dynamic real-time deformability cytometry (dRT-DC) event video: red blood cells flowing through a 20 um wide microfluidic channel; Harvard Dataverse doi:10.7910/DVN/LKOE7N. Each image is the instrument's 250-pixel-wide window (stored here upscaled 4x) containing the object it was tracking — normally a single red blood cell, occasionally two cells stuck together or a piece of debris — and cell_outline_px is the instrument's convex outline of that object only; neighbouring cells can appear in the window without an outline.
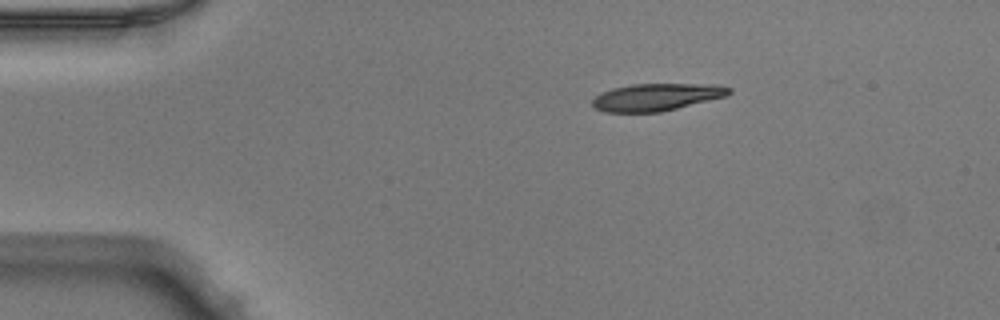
{"species": "Egyptian fruit bat (a non-hibernating species)", "species_latin": "Rousettus aegyptiacus", "temperature_condition": "warm", "stored_images_in_passage": 42, "camera_frame_rate_fps": 3000, "um_per_image_px": 0.085, "animal": {"sex": "male"}, "frame": {"image": 1, "passage_image": 1, "time_ms": 0.0, "image_size_px": [1000, 320], "cell_outline_px": [[732, 92], [728, 96], [660, 112], [604, 112], [596, 108], [592, 104], [592, 100], [596, 96], [612, 88], [632, 84], [712, 84], [732, 88]], "centroid_in_image_um": [55.84, 8.25], "position_along_channel_um": 29.2, "area_um2": 21.68}}
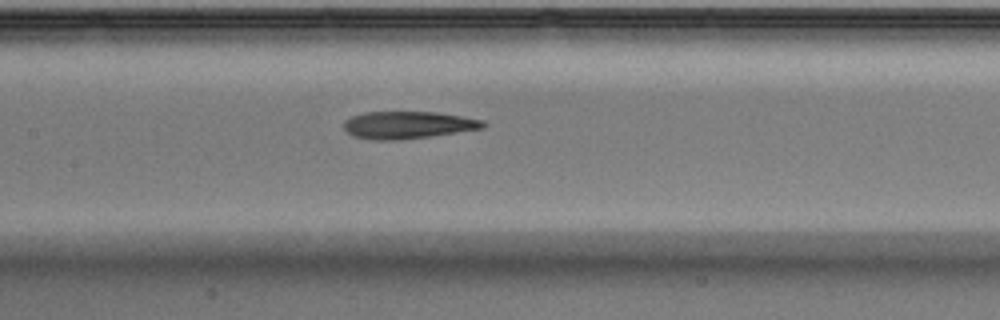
{"frame": {"image": 2, "passage_image": 16, "time_ms": 5.0, "image_size_px": [1000, 320], "cell_outline_px": [[488, 124], [484, 128], [400, 140], [372, 140], [352, 136], [344, 128], [344, 120], [352, 116], [364, 112], [436, 112], [484, 120]], "centroid_in_image_um": [34.65, 10.62], "position_along_channel_um": 172.7, "area_um2": 22.14}}
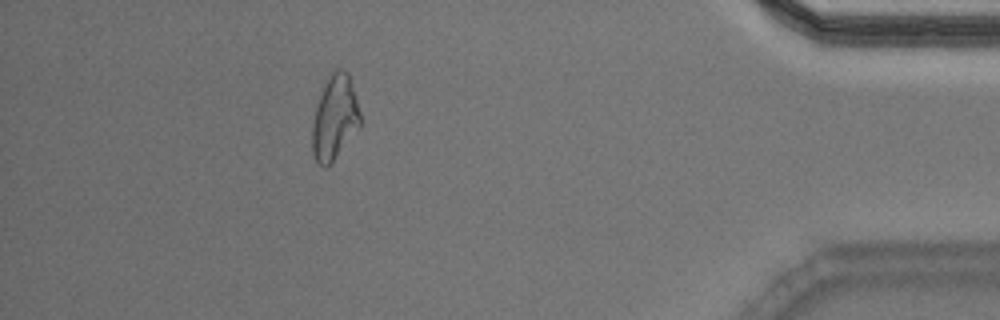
{"frame": {"image": 3, "passage_image": 37, "time_ms": 12.0, "image_size_px": [1000, 320], "cell_outline_px": [[360, 128], [328, 168], [324, 168], [316, 164], [312, 152], [312, 128], [316, 108], [320, 96], [332, 72], [336, 68], [340, 68], [348, 72], [360, 112]], "centroid_in_image_um": [28.45, 10.09], "position_along_channel_um": 406.7, "area_um2": 23.58}, "authors_computed_cell_mechanics": {"area_um2": 22.6576, "velocity_mm_per_s": 4.0236, "shape_relaxation_time_tau1_ms": null, "shape_relaxation_time_tau2_ms": 1.6616, "deformation_change_tau1": null, "deformation_change_tau2": 0.1107}}